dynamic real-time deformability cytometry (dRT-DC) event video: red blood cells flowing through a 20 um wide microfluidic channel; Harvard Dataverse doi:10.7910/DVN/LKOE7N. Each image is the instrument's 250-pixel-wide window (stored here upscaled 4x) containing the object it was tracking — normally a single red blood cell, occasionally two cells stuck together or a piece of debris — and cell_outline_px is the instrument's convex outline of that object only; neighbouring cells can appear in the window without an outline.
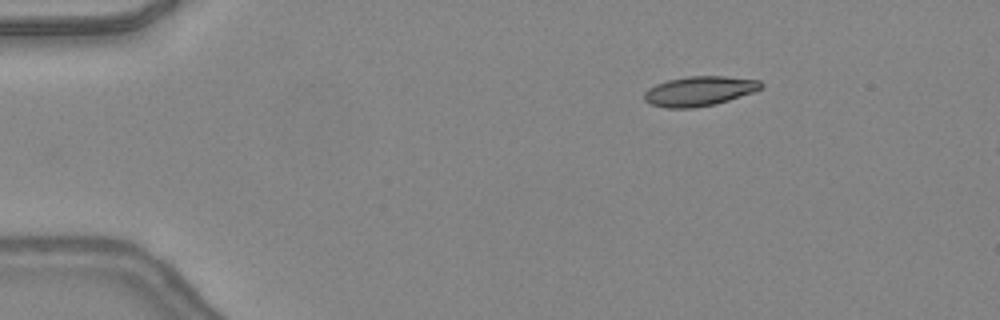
{"species": "common noctule bat (a hibernating species)", "species_latin": "Nyctalus noctula", "temperature_condition": "warm", "stored_images_in_passage": 13, "camera_frame_rate_fps": 3000, "um_per_image_px": 0.085, "animal": {"sex": "female", "body_mass_g": 24.6, "forearm_length_mm": 56.2}, "frame": {"image": 1, "passage_image": 8, "time_ms": 2.333, "image_size_px": [1000, 320], "cell_outline_px": [[764, 88], [716, 104], [692, 108], [668, 108], [648, 104], [644, 100], [644, 92], [648, 88], [656, 84], [668, 80], [688, 76], [724, 76], [760, 80], [764, 84]], "centroid_in_image_um": [59.43, 7.74], "position_along_channel_um": 25.6, "area_um2": 20.29}}